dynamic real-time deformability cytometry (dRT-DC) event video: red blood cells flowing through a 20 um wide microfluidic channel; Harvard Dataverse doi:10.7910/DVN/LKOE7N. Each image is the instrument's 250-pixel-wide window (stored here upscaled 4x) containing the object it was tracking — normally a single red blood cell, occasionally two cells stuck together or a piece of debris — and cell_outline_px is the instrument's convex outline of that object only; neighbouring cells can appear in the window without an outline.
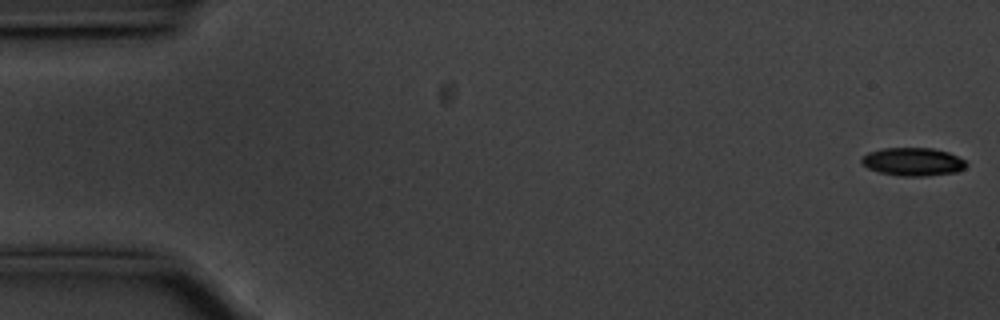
{"species": "common noctule bat (a hibernating species)", "species_latin": "Nyctalus noctula", "temperature_condition": "cold", "stored_images_in_passage": 56, "camera_frame_rate_fps": 3000, "um_per_image_px": 0.085, "animal": {"sex": "male", "body_mass_g": 20.1, "forearm_length_mm": 53.5}, "frame": {"image": 1, "passage_image": 1, "time_ms": 0.0, "image_size_px": [1000, 320], "cell_outline_px": [[968, 164], [964, 168], [956, 172], [924, 176], [900, 176], [880, 172], [868, 168], [860, 160], [868, 152], [884, 148], [932, 148], [948, 152], [964, 160]], "centroid_in_image_um": [77.61, 13.75], "position_along_channel_um": 7.4, "area_um2": 16.99}}
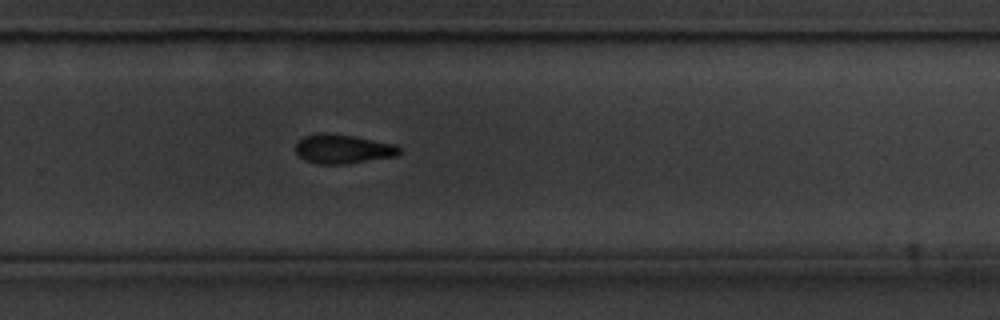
{"frame": {"image": 2, "passage_image": 37, "time_ms": 12.0, "image_size_px": [1000, 320], "cell_outline_px": [[400, 152], [396, 156], [344, 164], [316, 164], [304, 160], [296, 152], [296, 144], [304, 136], [320, 132], [328, 132], [352, 136], [396, 144], [400, 148]], "centroid_in_image_um": [29.13, 12.66], "position_along_channel_um": 300.7, "area_um2": 17.63}}
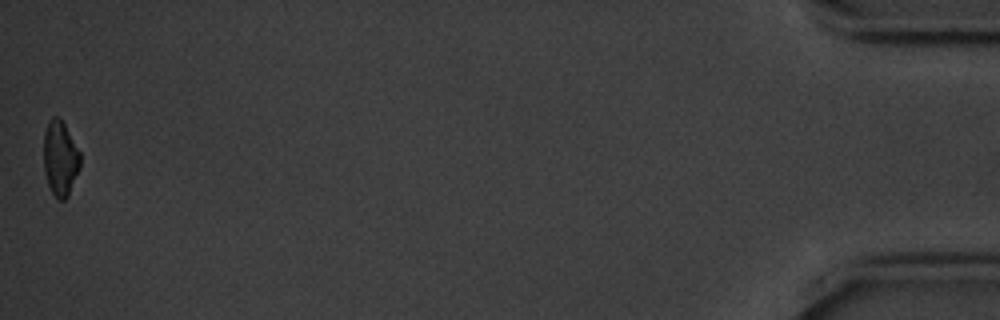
{"frame": {"image": 3, "passage_image": 56, "time_ms": 18.333, "image_size_px": [1000, 320], "cell_outline_px": [[80, 168], [68, 196], [64, 200], [60, 200], [52, 192], [48, 184], [44, 172], [44, 132], [48, 120], [52, 116], [60, 116], [80, 152]], "centroid_in_image_um": [5.12, 13.42], "position_along_channel_um": 430.1, "area_um2": 16.07}, "authors_computed_cell_mechanics": {"area_um2": 17.7735, "velocity_mm_per_s": 3.548, "shape_relaxation_time_tau1_ms": 1.9961, "shape_relaxation_time_tau2_ms": null, "deformation_change_tau1": 0.1098, "deformation_change_tau2": null}}